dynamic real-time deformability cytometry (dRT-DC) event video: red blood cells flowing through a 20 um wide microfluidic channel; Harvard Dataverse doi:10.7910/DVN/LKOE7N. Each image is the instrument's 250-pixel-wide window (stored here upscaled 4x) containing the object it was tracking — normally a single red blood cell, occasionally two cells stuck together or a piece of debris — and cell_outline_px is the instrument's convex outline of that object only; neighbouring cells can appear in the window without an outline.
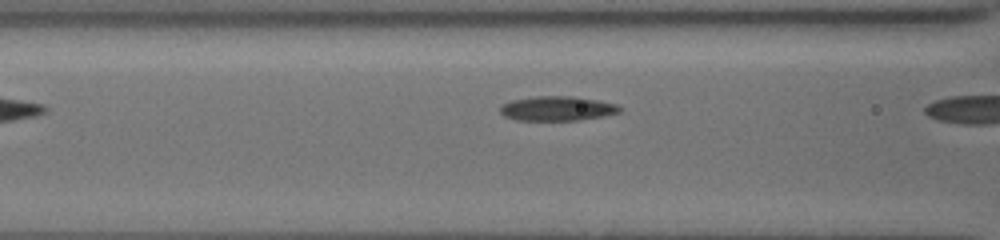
{"species": "common noctule bat (a hibernating species)", "species_latin": "Nyctalus noctula", "temperature_condition": "cold", "stored_images_in_passage": 6, "camera_frame_rate_fps": 3000, "um_per_image_px": 0.085, "animal": {"sex": "female", "body_mass_g": 19.5, "forearm_length_mm": 54.1}, "frame": {"image": 1, "passage_image": 5, "time_ms": 1.333, "image_size_px": [1000, 240], "cell_outline_px": [[620, 112], [604, 116], [580, 120], [516, 120], [504, 116], [500, 112], [500, 104], [512, 100], [536, 96], [572, 96], [596, 100], [616, 104], [620, 108]], "centroid_in_image_um": [47.33, 9.22], "position_along_channel_um": 119.3, "area_um2": 17.05}}